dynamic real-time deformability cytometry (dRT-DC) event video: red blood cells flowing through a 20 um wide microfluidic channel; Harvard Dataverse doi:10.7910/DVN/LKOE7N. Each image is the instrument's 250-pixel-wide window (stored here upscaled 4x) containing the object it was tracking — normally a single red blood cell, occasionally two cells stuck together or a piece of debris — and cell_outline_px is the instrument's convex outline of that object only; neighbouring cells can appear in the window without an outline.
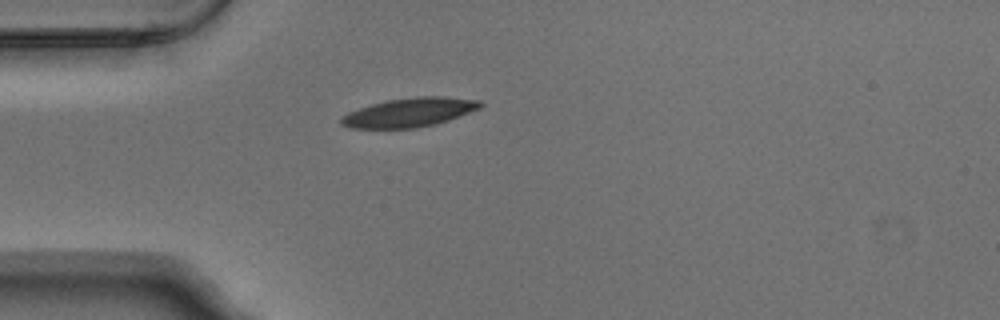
{"species": "Egyptian fruit bat (a non-hibernating species)", "species_latin": "Rousettus aegyptiacus", "temperature_condition": "warm", "stored_images_in_passage": 1, "camera_frame_rate_fps": 3000, "um_per_image_px": 0.085, "animal": {"sex": "male"}, "frame": {"image": 1, "passage_image": 1, "time_ms": 0.0, "image_size_px": [1000, 320], "cell_outline_px": [[484, 104], [480, 108], [448, 120], [436, 124], [416, 128], [352, 128], [340, 124], [340, 120], [348, 112], [372, 104], [388, 100], [416, 96], [444, 96], [480, 100]], "centroid_in_image_um": [34.83, 9.55], "position_along_channel_um": 50.2, "area_um2": 23.41}}